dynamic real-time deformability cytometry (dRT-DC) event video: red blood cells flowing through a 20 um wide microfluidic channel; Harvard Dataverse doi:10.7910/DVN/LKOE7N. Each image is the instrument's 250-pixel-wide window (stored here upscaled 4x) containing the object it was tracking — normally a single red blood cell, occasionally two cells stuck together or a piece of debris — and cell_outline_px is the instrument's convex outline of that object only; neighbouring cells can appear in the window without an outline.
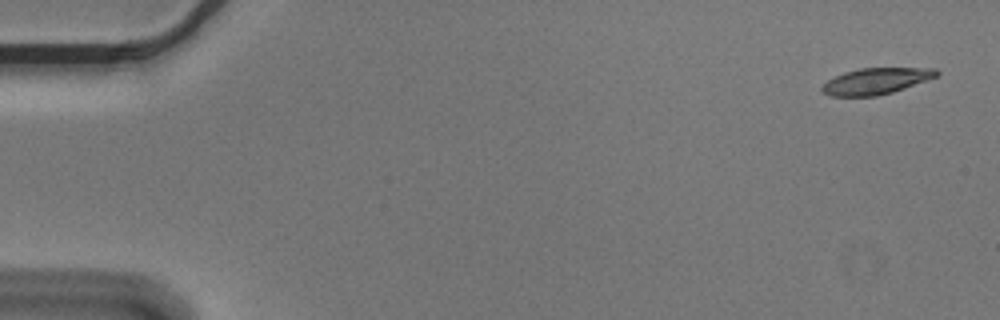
{"species": "Egyptian fruit bat (a non-hibernating species)", "species_latin": "Rousettus aegyptiacus", "temperature_condition": "cold", "stored_images_in_passage": 5, "camera_frame_rate_fps": 3000, "um_per_image_px": 0.085, "animal": {"sex": "male"}, "frame": {"image": 1, "passage_image": 1, "time_ms": 0.0, "image_size_px": [1000, 320], "cell_outline_px": [[940, 72], [936, 76], [928, 80], [892, 92], [876, 96], [832, 96], [824, 92], [820, 88], [828, 80], [844, 72], [860, 68], [936, 68]], "centroid_in_image_um": [74.48, 6.89], "position_along_channel_um": 10.5, "area_um2": 17.34}}
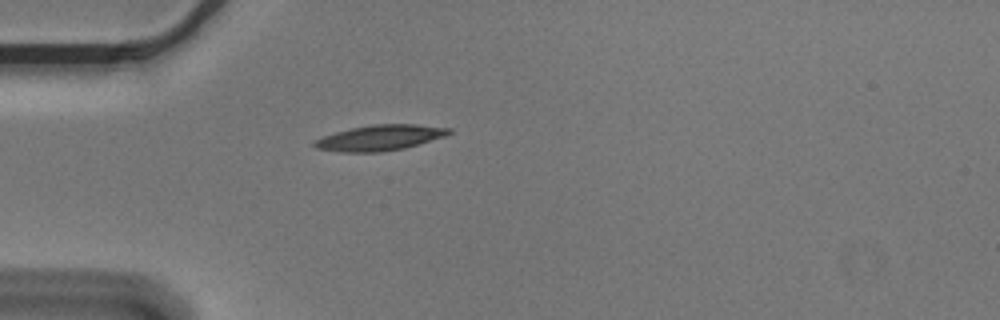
{"frame": {"image": 2, "passage_image": 5, "time_ms": 1.333, "image_size_px": [1000, 320], "cell_outline_px": [[452, 132], [444, 136], [404, 148], [380, 152], [340, 152], [316, 148], [312, 144], [316, 140], [324, 136], [336, 132], [352, 128], [372, 124], [416, 124], [452, 128]], "centroid_in_image_um": [32.3, 11.7], "position_along_channel_um": 52.7, "area_um2": 19.83}}